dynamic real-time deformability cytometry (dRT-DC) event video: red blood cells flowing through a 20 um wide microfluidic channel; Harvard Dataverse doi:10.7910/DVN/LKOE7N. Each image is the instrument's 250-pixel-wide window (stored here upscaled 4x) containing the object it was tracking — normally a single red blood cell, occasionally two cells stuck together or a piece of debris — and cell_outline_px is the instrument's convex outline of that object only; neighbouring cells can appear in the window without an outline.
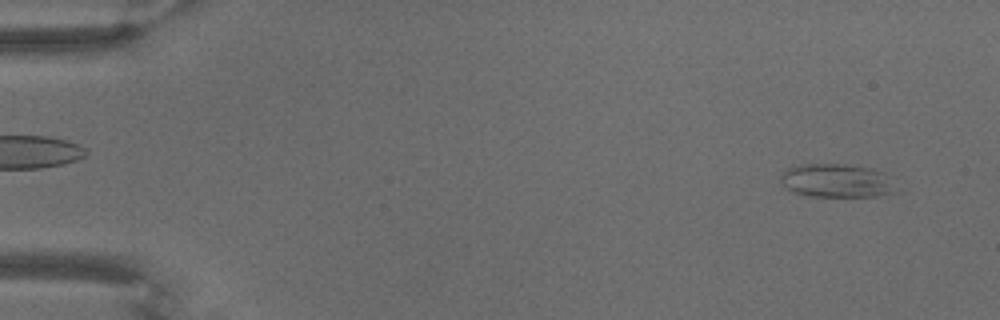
{"species": "common noctule bat (a hibernating species)", "species_latin": "Nyctalus noctula", "temperature_condition": "warm", "stored_images_in_passage": 71, "camera_frame_rate_fps": 3000, "um_per_image_px": 0.085, "animal": {"sex": "male", "body_mass_g": 18.8}, "frame": {"image": 1, "passage_image": 5, "time_ms": 1.333, "image_size_px": [1000, 320], "cell_outline_px": [[896, 192], [876, 196], [812, 196], [792, 192], [780, 180], [780, 172], [788, 168], [804, 164], [844, 164], [868, 168], [884, 172]], "centroid_in_image_um": [71.06, 15.35], "position_along_channel_um": 13.9, "area_um2": 22.2}}
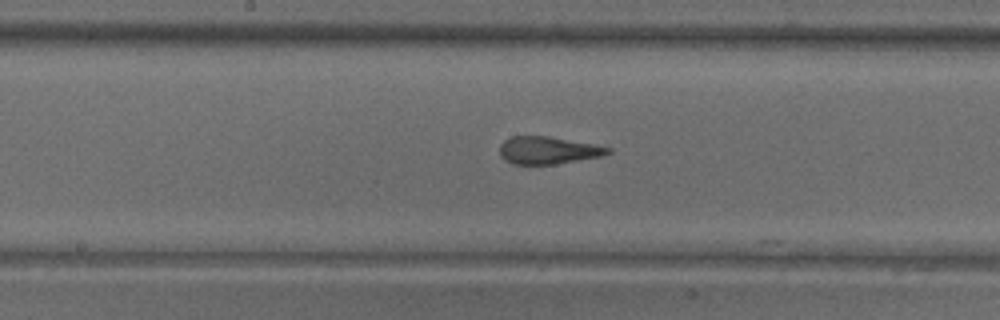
{"frame": {"image": 2, "passage_image": 38, "time_ms": 12.333, "image_size_px": [1000, 320], "cell_outline_px": [[612, 152], [600, 156], [556, 164], [512, 164], [504, 160], [500, 156], [500, 144], [504, 140], [512, 136], [548, 136], [592, 144], [612, 148]], "centroid_in_image_um": [46.54, 12.78], "position_along_channel_um": 201.7, "area_um2": 17.22}}
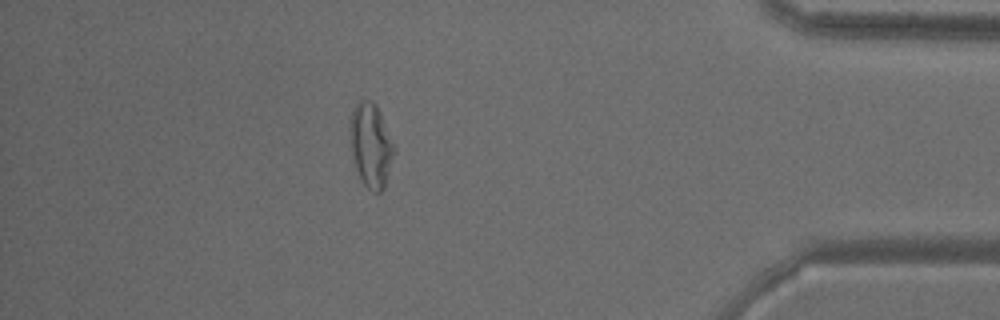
{"frame": {"image": 3, "passage_image": 63, "time_ms": 20.667, "image_size_px": [1000, 320], "cell_outline_px": [[396, 152], [384, 188], [380, 192], [372, 192], [360, 180], [348, 144], [348, 120], [352, 108], [360, 100], [372, 100], [376, 104], [380, 112], [396, 148]], "centroid_in_image_um": [31.49, 12.32], "position_along_channel_um": 403.7, "area_um2": 22.43}}